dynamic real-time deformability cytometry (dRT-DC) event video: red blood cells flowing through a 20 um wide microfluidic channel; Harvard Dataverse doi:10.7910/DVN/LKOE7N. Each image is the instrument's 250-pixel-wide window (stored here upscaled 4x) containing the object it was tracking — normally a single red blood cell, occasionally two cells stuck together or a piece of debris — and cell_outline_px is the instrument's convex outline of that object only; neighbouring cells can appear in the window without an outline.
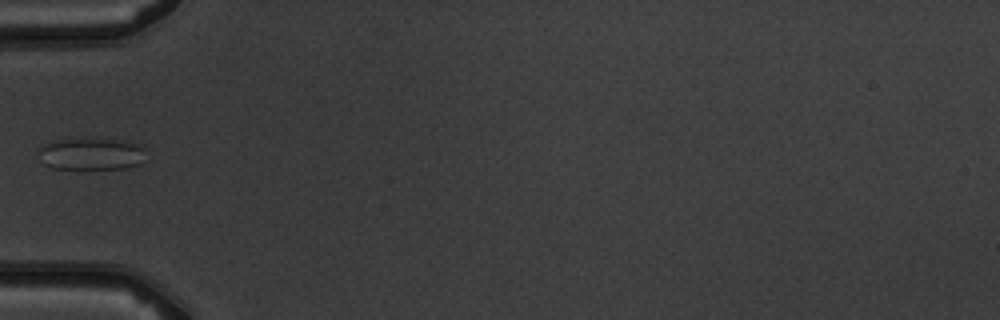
{"species": "common noctule bat (a hibernating species)", "species_latin": "Nyctalus noctula", "temperature_condition": "warm", "stored_images_in_passage": 5, "camera_frame_rate_fps": 3000, "um_per_image_px": 0.085, "animal": {"sex": "male", "body_mass_g": 19.5, "forearm_length_mm": 54.6}, "frame": {"image": 1, "passage_image": 3, "time_ms": 3.333, "image_size_px": [1000, 320], "cell_outline_px": [[144, 148], [140, 164], [124, 168], [80, 172], [52, 168], [44, 164], [36, 152], [44, 144], [52, 140], [124, 140], [140, 144]], "centroid_in_image_um": [7.69, 13.15], "position_along_channel_um": 77.3, "area_um2": 20.63}}
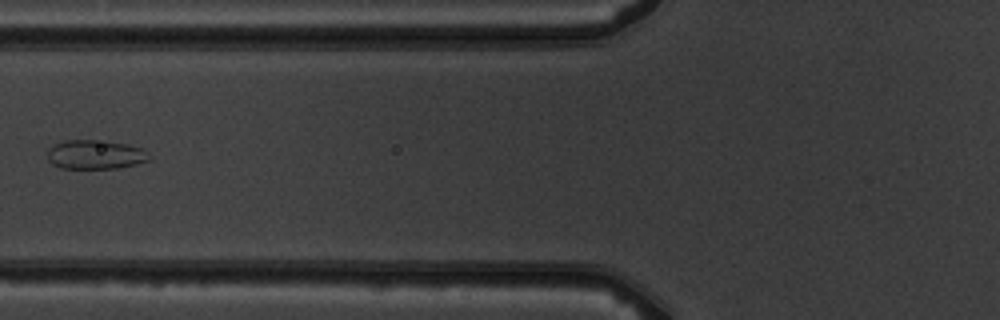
{"frame": {"image": 2, "passage_image": 4, "time_ms": 4.333, "image_size_px": [1000, 320], "cell_outline_px": [[152, 156], [148, 160], [136, 164], [116, 168], [60, 168], [52, 164], [48, 160], [48, 148], [64, 140], [92, 140], [128, 144], [140, 148]], "centroid_in_image_um": [8.08, 13.14], "position_along_channel_um": 117.7, "area_um2": 17.11}}